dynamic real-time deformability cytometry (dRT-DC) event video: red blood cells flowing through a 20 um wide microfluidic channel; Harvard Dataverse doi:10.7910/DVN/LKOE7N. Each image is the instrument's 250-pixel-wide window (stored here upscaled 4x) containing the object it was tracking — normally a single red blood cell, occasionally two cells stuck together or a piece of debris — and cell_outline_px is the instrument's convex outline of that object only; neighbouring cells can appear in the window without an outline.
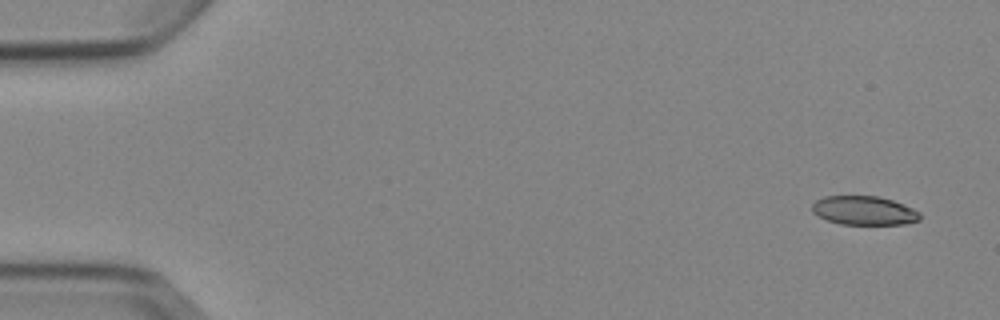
{"species": "Egyptian fruit bat (a non-hibernating species)", "species_latin": "Rousettus aegyptiacus", "temperature_condition": "cold", "stored_images_in_passage": 5, "camera_frame_rate_fps": 3000, "um_per_image_px": 0.085, "animal": {"sex": "female"}, "frame": {"image": 1, "passage_image": 1, "time_ms": 0.0, "image_size_px": [1000, 320], "cell_outline_px": [[920, 220], [904, 224], [840, 224], [828, 220], [812, 212], [812, 204], [816, 200], [824, 196], [880, 196], [904, 204], [920, 212]], "centroid_in_image_um": [73.46, 17.89], "position_along_channel_um": 11.5, "area_um2": 18.15}}